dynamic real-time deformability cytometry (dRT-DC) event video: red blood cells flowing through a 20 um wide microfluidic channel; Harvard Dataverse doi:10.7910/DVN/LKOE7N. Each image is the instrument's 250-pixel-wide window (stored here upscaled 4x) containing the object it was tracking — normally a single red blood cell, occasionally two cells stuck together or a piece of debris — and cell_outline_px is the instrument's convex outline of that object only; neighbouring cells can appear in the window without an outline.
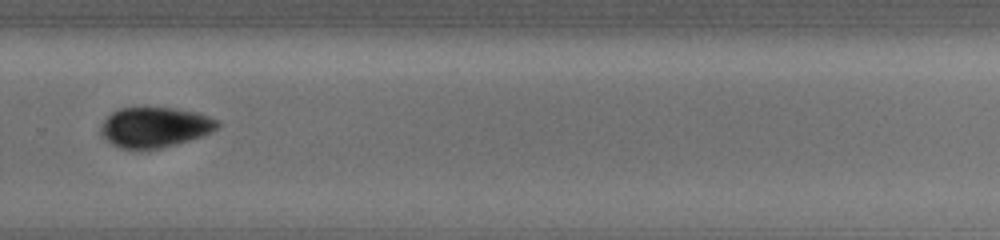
{"species": "common noctule bat (a hibernating species)", "species_latin": "Nyctalus noctula", "temperature_condition": "cold", "stored_images_in_passage": 31, "camera_frame_rate_fps": 3000, "um_per_image_px": 0.085, "animal": {"sex": "female", "body_mass_g": 19.5, "forearm_length_mm": 54.1}, "frame": {"image": 1, "passage_image": 22, "time_ms": 13.333, "image_size_px": [1000, 240], "cell_outline_px": [[220, 124], [216, 128], [200, 136], [188, 140], [160, 148], [120, 148], [112, 144], [100, 132], [100, 128], [104, 120], [112, 112], [120, 108], [172, 108], [196, 112], [220, 120]], "centroid_in_image_um": [13.15, 10.8], "position_along_channel_um": 316.6, "area_um2": 26.76}, "authors_computed_cell_mechanics": {"area_um2": 26.4724, "velocity_mm_per_s": 3.8149, "shape_relaxation_time_tau1_ms": 5.5031, "shape_relaxation_time_tau2_ms": null, "deformation_change_tau1": 0.151, "deformation_change_tau2": null}}